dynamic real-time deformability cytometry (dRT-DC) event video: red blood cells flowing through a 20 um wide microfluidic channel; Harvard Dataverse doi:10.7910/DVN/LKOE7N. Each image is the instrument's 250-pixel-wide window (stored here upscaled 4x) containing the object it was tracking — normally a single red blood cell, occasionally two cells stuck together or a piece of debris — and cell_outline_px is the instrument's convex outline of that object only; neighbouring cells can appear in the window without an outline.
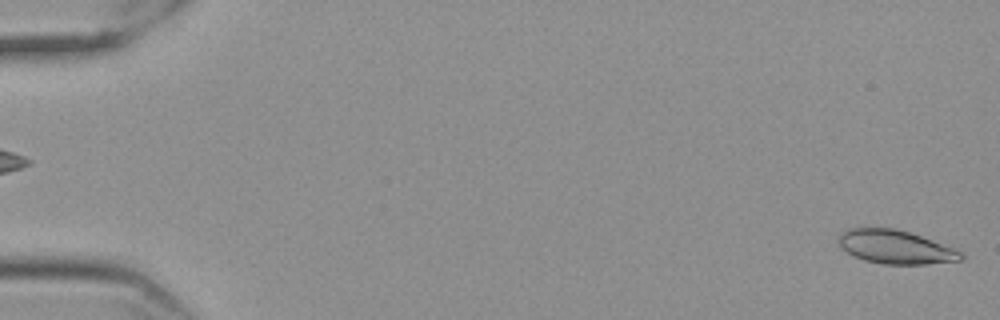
{"species": "Egyptian fruit bat (a non-hibernating species)", "species_latin": "Rousettus aegyptiacus", "temperature_condition": "cold", "stored_images_in_passage": 57, "camera_frame_rate_fps": 3000, "um_per_image_px": 0.085, "frame": {"image": 1, "passage_image": 1, "time_ms": 0.0, "image_size_px": [1000, 320], "cell_outline_px": [[964, 260], [924, 264], [884, 264], [864, 260], [852, 256], [840, 248], [840, 232], [848, 228], [892, 228], [908, 232], [932, 240], [952, 248], [960, 252], [964, 256]], "centroid_in_image_um": [76.08, 21.0], "position_along_channel_um": 8.9, "area_um2": 23.76}}
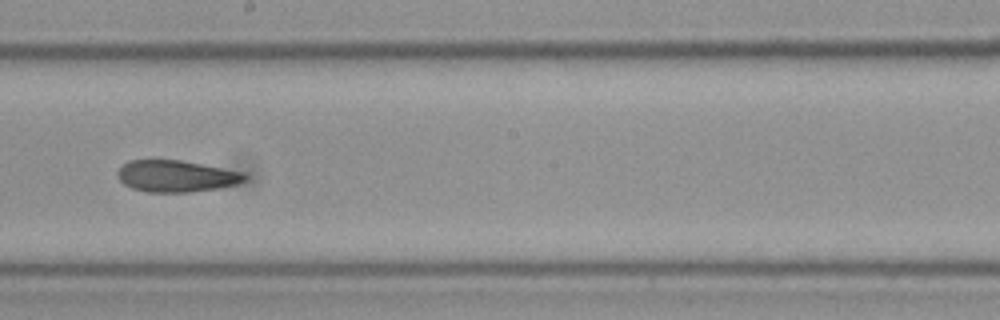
{"frame": {"image": 2, "passage_image": 33, "time_ms": 10.667, "image_size_px": [1000, 320], "cell_outline_px": [[248, 176], [244, 180], [236, 184], [220, 188], [188, 192], [148, 192], [132, 188], [124, 184], [116, 176], [116, 172], [128, 160], [180, 160], [244, 172]], "centroid_in_image_um": [14.97, 14.97], "position_along_channel_um": 233.2, "area_um2": 23.41}}
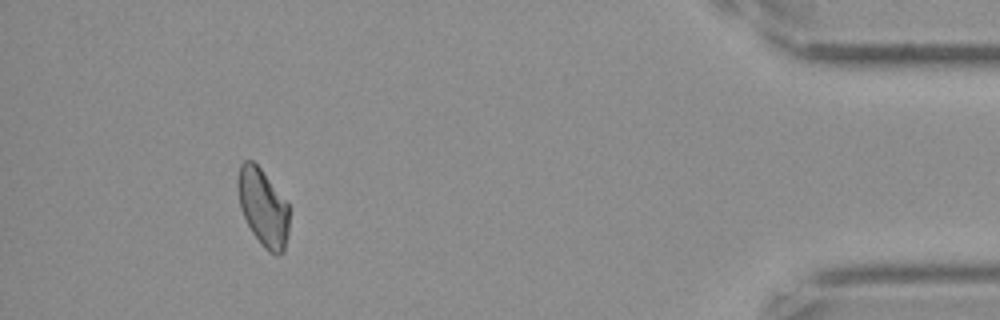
{"frame": {"image": 3, "passage_image": 53, "time_ms": 17.333, "image_size_px": [1000, 320], "cell_outline_px": [[288, 236], [284, 252], [276, 256], [268, 252], [260, 244], [252, 232], [240, 208], [236, 188], [236, 180], [240, 164], [244, 160], [252, 160], [260, 168], [288, 204]], "centroid_in_image_um": [22.33, 17.65], "position_along_channel_um": 412.9, "area_um2": 23.29}, "authors_computed_cell_mechanics": {"area_um2": 23.987, "velocity_mm_per_s": 3.543, "shape_relaxation_time_tau1_ms": null, "shape_relaxation_time_tau2_ms": 6.0147, "deformation_change_tau1": null, "deformation_change_tau2": 0.1139}}